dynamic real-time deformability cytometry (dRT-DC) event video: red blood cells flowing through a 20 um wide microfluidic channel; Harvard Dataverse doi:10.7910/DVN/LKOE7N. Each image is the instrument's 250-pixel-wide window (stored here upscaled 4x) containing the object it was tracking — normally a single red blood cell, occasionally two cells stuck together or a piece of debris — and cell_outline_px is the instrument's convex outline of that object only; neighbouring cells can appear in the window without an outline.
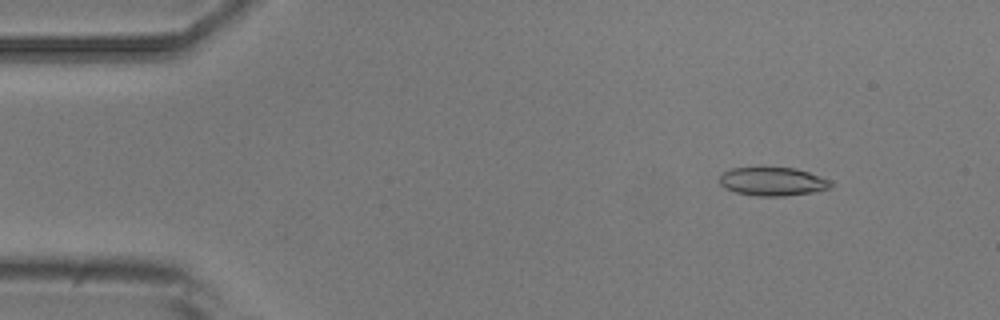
{"species": "common noctule bat (a hibernating species)", "species_latin": "Nyctalus noctula", "temperature_condition": "room temperature", "stored_images_in_passage": 10, "camera_frame_rate_fps": 3000, "um_per_image_px": 0.085, "animal": {"sex": "male", "body_mass_g": 20.5, "forearm_length_mm": 52.5}, "frame": {"image": 1, "passage_image": 1, "time_ms": 0.0, "image_size_px": [1000, 320], "cell_outline_px": [[832, 188], [816, 192], [784, 196], [756, 196], [736, 192], [724, 188], [720, 184], [720, 176], [724, 172], [732, 168], [796, 168], [832, 180]], "centroid_in_image_um": [65.72, 15.44], "position_along_channel_um": 19.3, "area_um2": 18.55}}
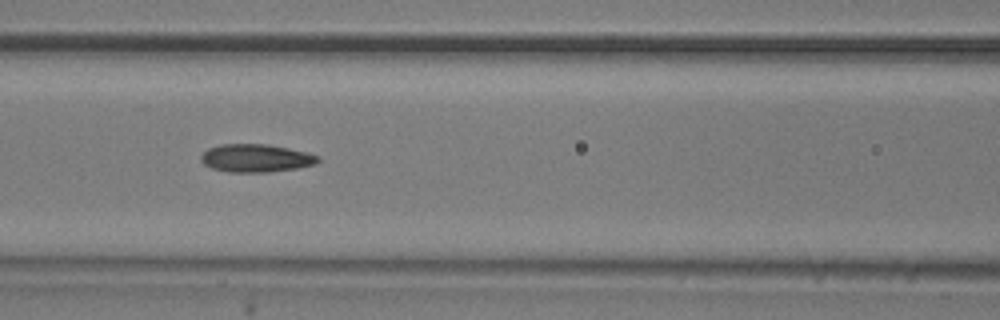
{"frame": {"image": 2, "passage_image": 6, "time_ms": 5.667, "image_size_px": [1000, 320], "cell_outline_px": [[320, 160], [316, 164], [296, 168], [268, 172], [228, 172], [212, 168], [204, 164], [200, 160], [200, 156], [208, 148], [220, 144], [268, 144], [308, 152], [320, 156]], "centroid_in_image_um": [21.76, 13.43], "position_along_channel_um": 144.8, "area_um2": 19.19}}
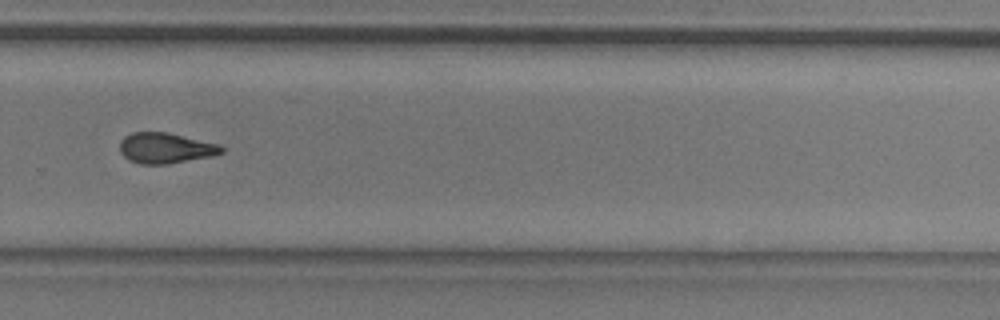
{"frame": {"image": 3, "passage_image": 10, "time_ms": 10.333, "image_size_px": [1000, 320], "cell_outline_px": [[224, 152], [212, 156], [168, 164], [140, 164], [128, 160], [120, 152], [120, 140], [124, 136], [132, 132], [168, 132], [220, 144], [224, 148]], "centroid_in_image_um": [14.07, 12.58], "position_along_channel_um": 315.7, "area_um2": 18.32}}